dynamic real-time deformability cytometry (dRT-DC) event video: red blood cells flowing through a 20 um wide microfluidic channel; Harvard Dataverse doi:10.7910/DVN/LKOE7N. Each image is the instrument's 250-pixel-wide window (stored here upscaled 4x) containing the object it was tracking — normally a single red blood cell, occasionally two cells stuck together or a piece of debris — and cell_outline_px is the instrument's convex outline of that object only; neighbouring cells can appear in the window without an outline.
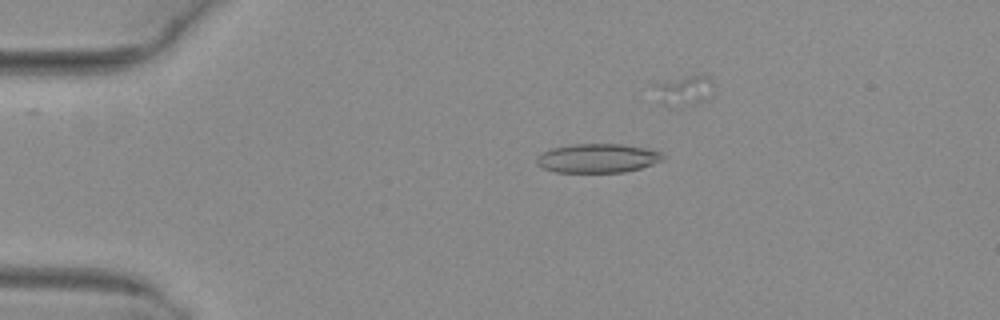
{"species": "common noctule bat (a hibernating species)", "species_latin": "Nyctalus noctula", "temperature_condition": "warm", "stored_images_in_passage": 26, "camera_frame_rate_fps": 3000, "um_per_image_px": 0.085, "animal": {"sex": "female", "body_mass_g": 29.2, "forearm_length_mm": 56.3}, "frame": {"image": 1, "passage_image": 8, "time_ms": 2.333, "image_size_px": [1000, 320], "cell_outline_px": [[664, 160], [640, 168], [624, 172], [556, 172], [544, 168], [536, 164], [536, 156], [552, 148], [568, 144], [624, 144], [648, 148], [660, 152], [664, 156]], "centroid_in_image_um": [50.8, 13.44], "position_along_channel_um": 34.2, "area_um2": 21.44}}
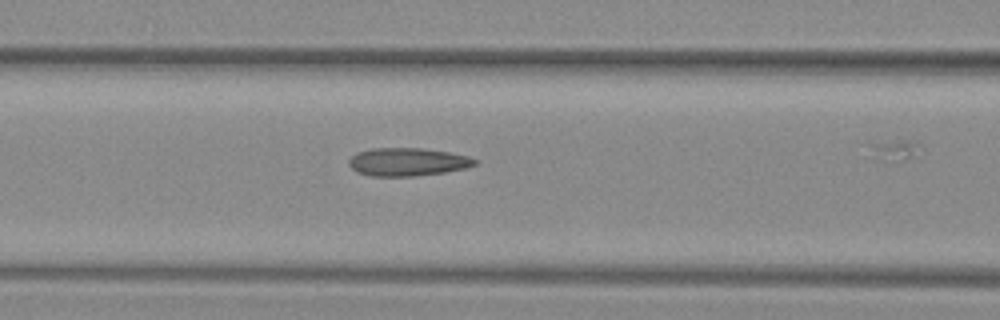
{"frame": {"image": 2, "passage_image": 19, "time_ms": 6.0, "image_size_px": [1000, 320], "cell_outline_px": [[476, 164], [468, 168], [444, 172], [416, 176], [372, 176], [356, 172], [348, 164], [348, 160], [356, 152], [372, 148], [424, 148], [448, 152], [468, 156], [476, 160]], "centroid_in_image_um": [34.62, 13.76], "position_along_channel_um": 132.0, "area_um2": 20.69}}
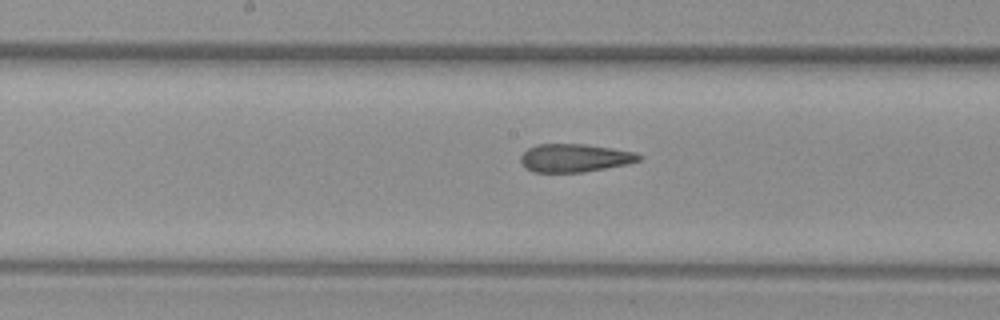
{"frame": {"image": 3, "passage_image": 24, "time_ms": 7.667, "image_size_px": [1000, 320], "cell_outline_px": [[644, 156], [640, 160], [628, 164], [584, 172], [532, 172], [524, 168], [520, 160], [520, 156], [528, 148], [536, 144], [584, 144], [612, 148], [636, 152]], "centroid_in_image_um": [48.85, 13.43], "position_along_channel_um": 199.4, "area_um2": 19.59}}